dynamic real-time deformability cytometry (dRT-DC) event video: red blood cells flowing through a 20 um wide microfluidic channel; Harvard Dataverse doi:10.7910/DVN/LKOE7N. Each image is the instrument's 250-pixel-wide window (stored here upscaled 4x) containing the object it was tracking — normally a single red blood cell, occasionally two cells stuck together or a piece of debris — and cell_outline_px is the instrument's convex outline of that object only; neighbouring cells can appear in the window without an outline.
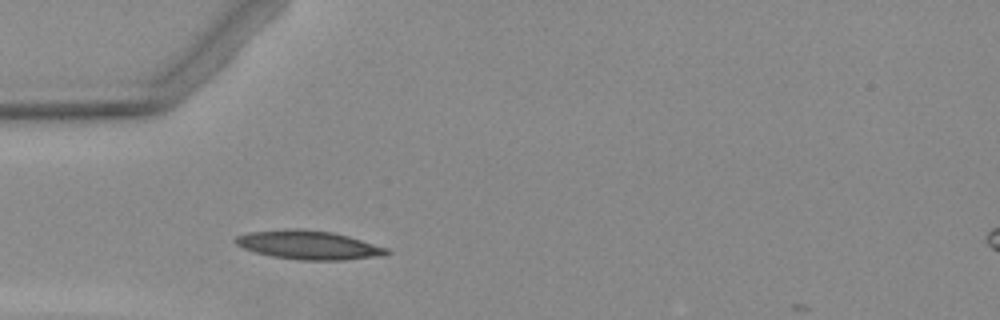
{"species": "Egyptian fruit bat (a non-hibernating species)", "species_latin": "Rousettus aegyptiacus", "temperature_condition": "warm", "stored_images_in_passage": 3, "camera_frame_rate_fps": 3000, "um_per_image_px": 0.085, "animal": {"sex": "female"}, "frame": {"image": 1, "passage_image": 3, "time_ms": 2.667, "image_size_px": [1000, 320], "cell_outline_px": [[392, 252], [388, 256], [344, 260], [300, 260], [272, 256], [256, 252], [244, 248], [236, 244], [232, 240], [236, 236], [248, 232], [284, 228], [304, 228], [332, 232], [348, 236], [388, 248]], "centroid_in_image_um": [26.26, 20.82], "position_along_channel_um": 58.7, "area_um2": 25.78}}